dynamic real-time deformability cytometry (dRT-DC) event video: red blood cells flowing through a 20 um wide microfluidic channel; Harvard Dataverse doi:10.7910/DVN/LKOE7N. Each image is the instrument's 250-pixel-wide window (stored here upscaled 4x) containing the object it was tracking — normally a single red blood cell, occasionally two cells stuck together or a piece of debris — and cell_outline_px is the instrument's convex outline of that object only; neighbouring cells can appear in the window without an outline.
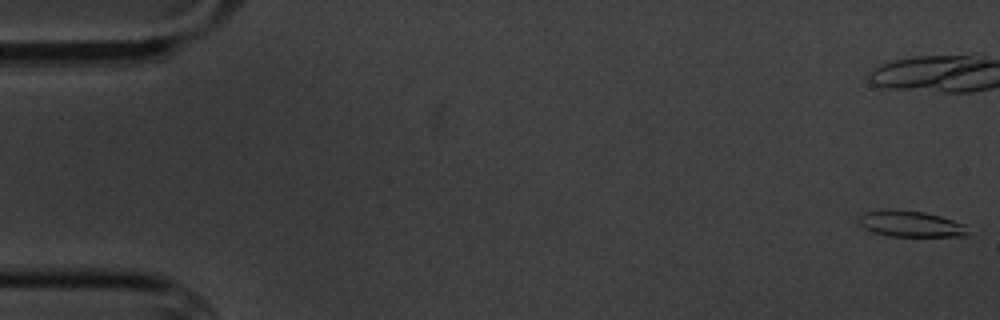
{"species": "common noctule bat (a hibernating species)", "species_latin": "Nyctalus noctula", "temperature_condition": "cold", "stored_images_in_passage": 6, "camera_frame_rate_fps": 3000, "um_per_image_px": 0.085, "animal": {"sex": "male", "body_mass_g": 20.1, "forearm_length_mm": 53.5}, "frame": {"image": 1, "passage_image": 1, "time_ms": 0.0, "image_size_px": [1000, 320], "cell_outline_px": [[968, 232], [964, 236], [888, 236], [872, 232], [864, 228], [860, 224], [860, 216], [868, 212], [924, 212], [940, 216], [964, 224]], "centroid_in_image_um": [77.46, 19.08], "position_along_channel_um": 7.5, "area_um2": 15.61}}